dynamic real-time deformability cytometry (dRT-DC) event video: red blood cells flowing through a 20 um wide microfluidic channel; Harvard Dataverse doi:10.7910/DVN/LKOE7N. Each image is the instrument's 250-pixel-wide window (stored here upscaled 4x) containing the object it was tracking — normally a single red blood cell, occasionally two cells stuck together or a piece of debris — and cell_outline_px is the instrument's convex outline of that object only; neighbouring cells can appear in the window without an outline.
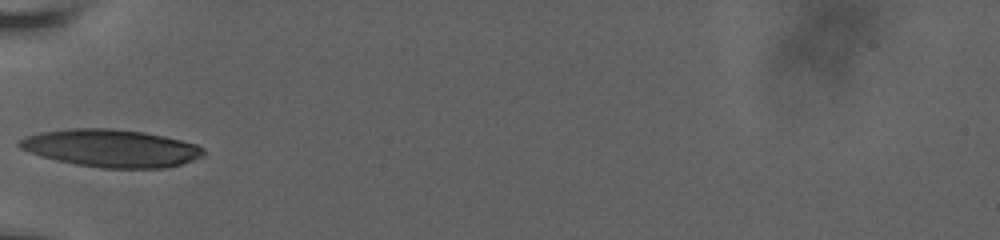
{"species": "human", "species_latin": "Homo sapiens", "temperature_condition": "room temperature", "stored_images_in_passage": 29, "camera_frame_rate_fps": 3000, "um_per_image_px": 0.085, "donor": {"sex": "male"}, "frame": {"image": 1, "passage_image": 1, "time_ms": 0.0, "image_size_px": [1000, 240], "cell_outline_px": [[204, 156], [180, 164], [164, 168], [100, 168], [76, 164], [56, 160], [28, 152], [20, 148], [16, 144], [16, 140], [24, 136], [40, 132], [68, 128], [112, 128], [144, 132], [164, 136], [196, 144], [204, 148]], "centroid_in_image_um": [9.4, 12.59], "position_along_channel_um": 75.6, "area_um2": 40.58}}
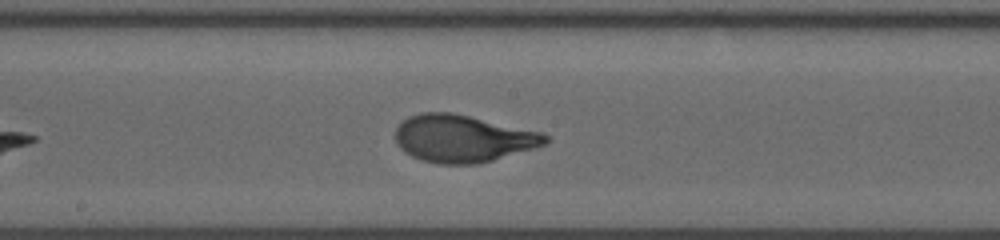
{"frame": {"image": 2, "passage_image": 12, "time_ms": 3.667, "image_size_px": [1000, 240], "cell_outline_px": [[552, 140], [536, 148], [492, 160], [476, 164], [440, 164], [420, 160], [404, 152], [396, 144], [396, 128], [408, 116], [420, 112], [452, 112], [544, 132]], "centroid_in_image_um": [39.36, 11.77], "position_along_channel_um": 208.8, "area_um2": 41.67}}
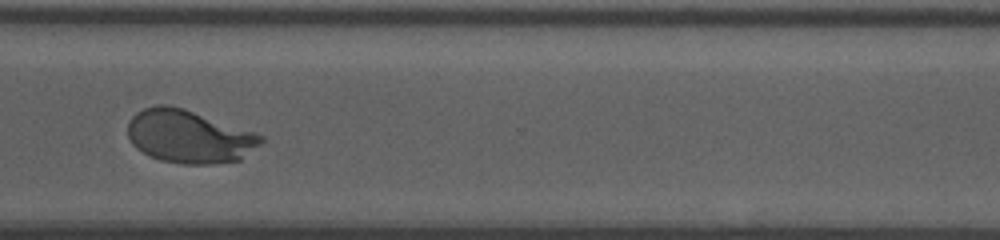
{"frame": {"image": 3, "passage_image": 24, "time_ms": 7.667, "image_size_px": [1000, 240], "cell_outline_px": [[264, 140], [260, 144], [240, 160], [212, 164], [184, 164], [160, 160], [136, 148], [132, 144], [128, 136], [128, 120], [136, 112], [144, 108], [156, 104], [168, 104], [184, 108], [256, 132], [264, 136]], "centroid_in_image_um": [16.07, 11.58], "position_along_channel_um": 354.5, "area_um2": 41.38}, "authors_computed_cell_mechanics": {"area_um2": 40.8068, "velocity_mm_per_s": 3.6483, "shape_relaxation_time_tau1_ms": 3.854, "shape_relaxation_time_tau2_ms": null, "deformation_change_tau1": 0.2007, "deformation_change_tau2": null}}